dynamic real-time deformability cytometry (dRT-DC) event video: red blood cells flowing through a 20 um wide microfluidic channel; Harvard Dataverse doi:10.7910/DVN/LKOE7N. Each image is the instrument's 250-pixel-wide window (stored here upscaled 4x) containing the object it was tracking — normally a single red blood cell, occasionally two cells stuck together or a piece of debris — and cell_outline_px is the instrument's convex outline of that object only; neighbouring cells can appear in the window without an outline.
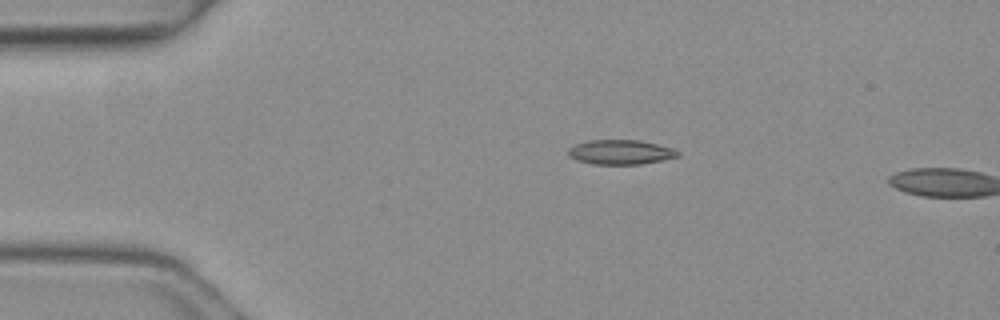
{"species": "common noctule bat (a hibernating species)", "species_latin": "Nyctalus noctula", "temperature_condition": "warm", "stored_images_in_passage": 3, "camera_frame_rate_fps": 3000, "um_per_image_px": 0.085, "animal": {"sex": "female", "body_mass_g": 19.3, "forearm_length_mm": 54.1}, "frame": {"image": 1, "passage_image": 2, "time_ms": 0.333, "image_size_px": [1000, 320], "cell_outline_px": [[680, 156], [640, 164], [592, 164], [576, 160], [568, 156], [568, 148], [576, 144], [588, 140], [640, 140], [672, 148], [680, 152]], "centroid_in_image_um": [52.71, 12.93], "position_along_channel_um": 32.3, "area_um2": 15.66}}